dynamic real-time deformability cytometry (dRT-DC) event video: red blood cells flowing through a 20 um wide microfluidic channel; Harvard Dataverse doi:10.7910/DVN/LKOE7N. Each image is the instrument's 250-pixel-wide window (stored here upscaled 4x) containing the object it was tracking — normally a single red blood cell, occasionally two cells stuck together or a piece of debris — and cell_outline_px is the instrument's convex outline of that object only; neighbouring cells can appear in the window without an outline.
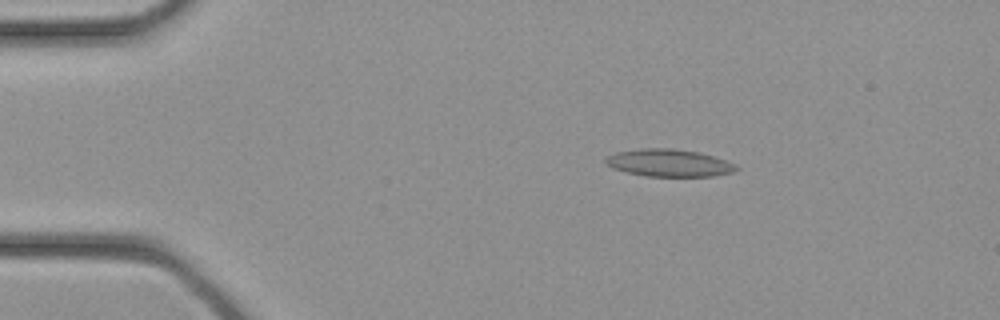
{"species": "common noctule bat (a hibernating species)", "species_latin": "Nyctalus noctula", "temperature_condition": "cold", "stored_images_in_passage": 30, "camera_frame_rate_fps": 3000, "um_per_image_px": 0.085, "animal": {"sex": "female", "body_mass_g": 21.9}, "frame": {"image": 1, "passage_image": 2, "time_ms": 0.333, "image_size_px": [1000, 320], "cell_outline_px": [[740, 168], [732, 172], [712, 176], [644, 176], [612, 168], [604, 164], [604, 156], [616, 152], [640, 148], [672, 148], [700, 152], [736, 164]], "centroid_in_image_um": [56.81, 13.84], "position_along_channel_um": 28.2, "area_um2": 20.98}}
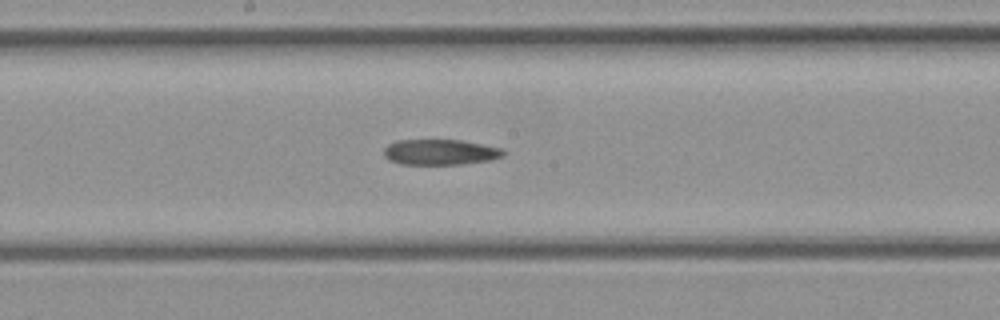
{"frame": {"image": 2, "passage_image": 14, "time_ms": 4.333, "image_size_px": [1000, 320], "cell_outline_px": [[508, 152], [504, 156], [492, 160], [460, 164], [400, 164], [388, 160], [384, 156], [384, 148], [388, 144], [396, 140], [464, 140], [504, 148]], "centroid_in_image_um": [37.47, 12.92], "position_along_channel_um": 210.7, "area_um2": 18.15}}
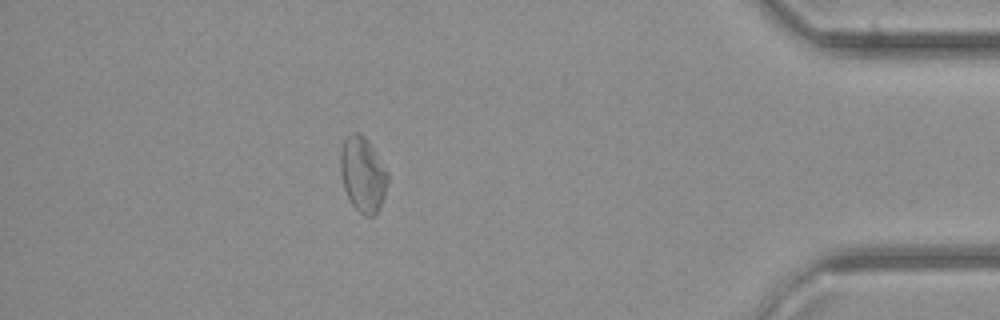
{"frame": {"image": 3, "passage_image": 26, "time_ms": 8.333, "image_size_px": [1000, 320], "cell_outline_px": [[388, 180], [384, 196], [380, 208], [372, 216], [364, 216], [352, 204], [344, 188], [340, 172], [340, 152], [344, 140], [352, 132], [360, 132], [368, 140], [388, 172]], "centroid_in_image_um": [30.83, 14.81], "position_along_channel_um": 404.4, "area_um2": 20.63}}